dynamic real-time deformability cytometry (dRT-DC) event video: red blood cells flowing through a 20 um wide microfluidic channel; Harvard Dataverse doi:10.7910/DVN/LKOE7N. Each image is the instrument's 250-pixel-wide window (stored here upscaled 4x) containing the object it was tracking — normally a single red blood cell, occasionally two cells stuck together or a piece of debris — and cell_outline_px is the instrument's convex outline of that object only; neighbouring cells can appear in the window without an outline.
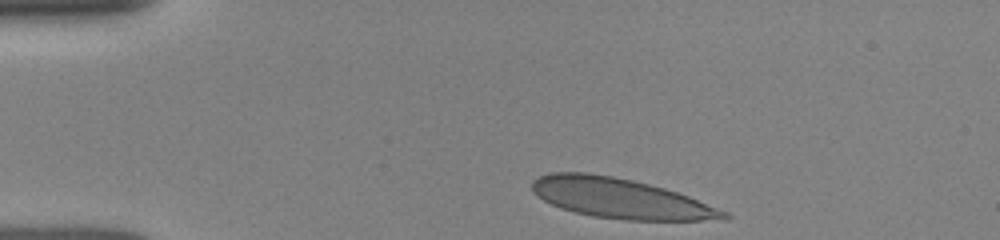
{"species": "human", "species_latin": "Homo sapiens", "temperature_condition": "room temperature", "stored_images_in_passage": 11, "camera_frame_rate_fps": 3000, "um_per_image_px": 0.085, "donor": {"sex": "female"}, "frame": {"image": 1, "passage_image": 1, "time_ms": 0.0, "image_size_px": [1000, 240], "cell_outline_px": [[732, 216], [728, 220], [624, 220], [592, 216], [560, 208], [536, 196], [532, 192], [532, 180], [540, 176], [552, 172], [588, 172], [612, 176], [632, 180], [664, 188], [688, 196], [728, 212]], "centroid_in_image_um": [52.73, 16.86], "position_along_channel_um": 32.3, "area_um2": 44.68}}
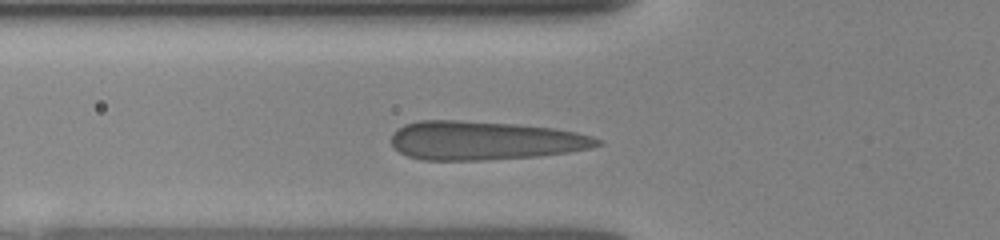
{"frame": {"image": 2, "passage_image": 7, "time_ms": 2.667, "image_size_px": [1000, 240], "cell_outline_px": [[604, 144], [592, 148], [568, 152], [536, 156], [484, 160], [420, 160], [408, 156], [400, 152], [392, 144], [392, 136], [404, 124], [420, 120], [456, 120], [516, 124], [552, 128], [576, 132], [592, 136], [600, 140]], "centroid_in_image_um": [41.21, 11.95], "position_along_channel_um": 84.6, "area_um2": 46.41}}
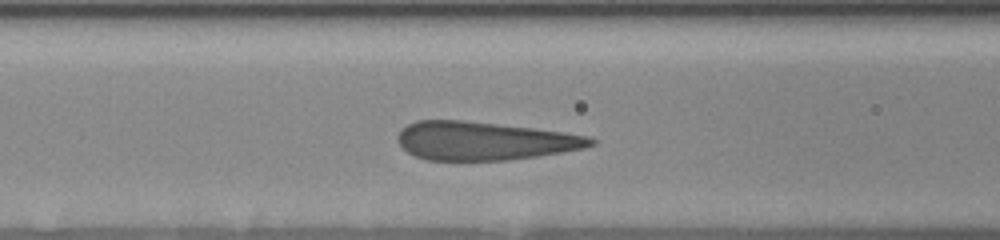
{"frame": {"image": 3, "passage_image": 10, "time_ms": 3.667, "image_size_px": [1000, 240], "cell_outline_px": [[596, 144], [584, 148], [536, 156], [508, 160], [428, 160], [416, 156], [408, 152], [396, 140], [396, 136], [408, 124], [416, 120], [460, 120], [532, 128], [564, 132], [588, 136], [596, 140]], "centroid_in_image_um": [41.15, 11.97], "position_along_channel_um": 125.4, "area_um2": 42.83}}